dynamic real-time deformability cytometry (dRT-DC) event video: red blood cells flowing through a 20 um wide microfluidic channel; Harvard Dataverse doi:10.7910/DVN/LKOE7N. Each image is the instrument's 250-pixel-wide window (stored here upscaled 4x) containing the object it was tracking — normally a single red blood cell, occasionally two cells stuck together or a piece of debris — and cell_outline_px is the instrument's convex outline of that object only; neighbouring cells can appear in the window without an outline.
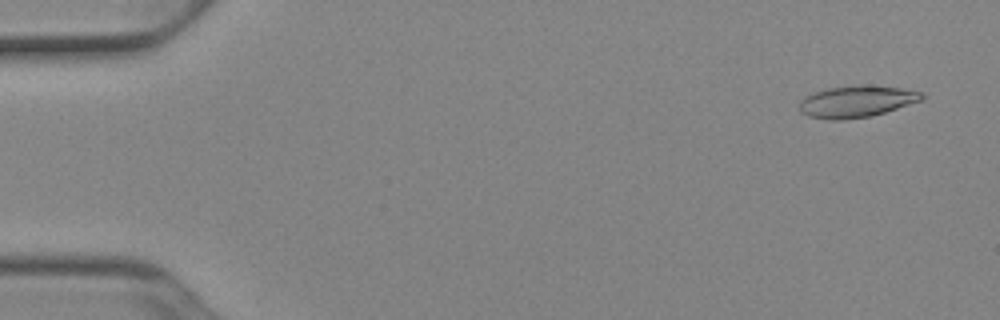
{"species": "Egyptian fruit bat (a non-hibernating species)", "species_latin": "Rousettus aegyptiacus", "temperature_condition": "cold", "stored_images_in_passage": 52, "camera_frame_rate_fps": 3000, "um_per_image_px": 0.085, "animal": {"sex": "female"}, "frame": {"image": 1, "passage_image": 3, "time_ms": 0.667, "image_size_px": [1000, 320], "cell_outline_px": [[924, 100], [872, 116], [840, 120], [828, 120], [808, 116], [800, 112], [800, 100], [804, 96], [812, 92], [824, 88], [860, 84], [868, 84], [900, 88], [924, 92]], "centroid_in_image_um": [72.8, 8.61], "position_along_channel_um": 12.2, "area_um2": 23.12}}
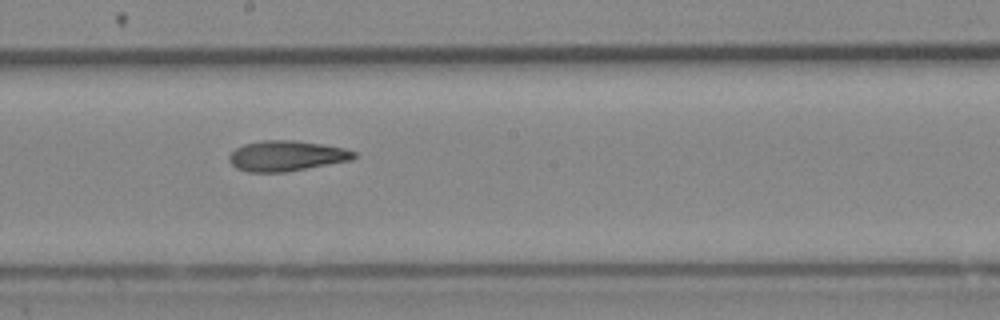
{"frame": {"image": 2, "passage_image": 29, "time_ms": 9.333, "image_size_px": [1000, 320], "cell_outline_px": [[356, 156], [352, 160], [284, 172], [248, 172], [236, 168], [228, 160], [228, 156], [236, 148], [244, 144], [264, 140], [292, 140], [320, 144], [344, 148], [356, 152]], "centroid_in_image_um": [24.33, 13.25], "position_along_channel_um": 223.9, "area_um2": 21.96}}
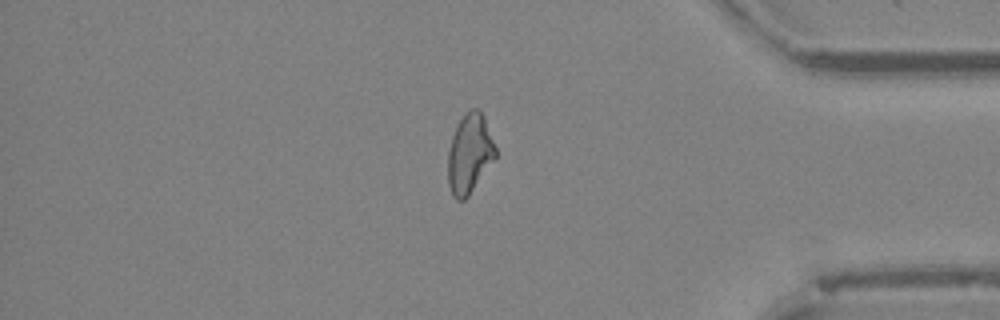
{"frame": {"image": 3, "passage_image": 44, "time_ms": 14.333, "image_size_px": [1000, 320], "cell_outline_px": [[496, 156], [468, 196], [464, 200], [456, 200], [452, 196], [448, 184], [448, 152], [452, 136], [460, 120], [472, 108], [480, 108], [484, 116], [496, 148]], "centroid_in_image_um": [39.91, 13.07], "position_along_channel_um": 395.3, "area_um2": 21.73}, "authors_computed_cell_mechanics": {"area_um2": 22.253, "velocity_mm_per_s": 3.9248, "shape_relaxation_time_tau1_ms": 9.5424, "shape_relaxation_time_tau2_ms": 4.5434, "deformation_change_tau1": 0.2516, "deformation_change_tau2": 0.1443}}